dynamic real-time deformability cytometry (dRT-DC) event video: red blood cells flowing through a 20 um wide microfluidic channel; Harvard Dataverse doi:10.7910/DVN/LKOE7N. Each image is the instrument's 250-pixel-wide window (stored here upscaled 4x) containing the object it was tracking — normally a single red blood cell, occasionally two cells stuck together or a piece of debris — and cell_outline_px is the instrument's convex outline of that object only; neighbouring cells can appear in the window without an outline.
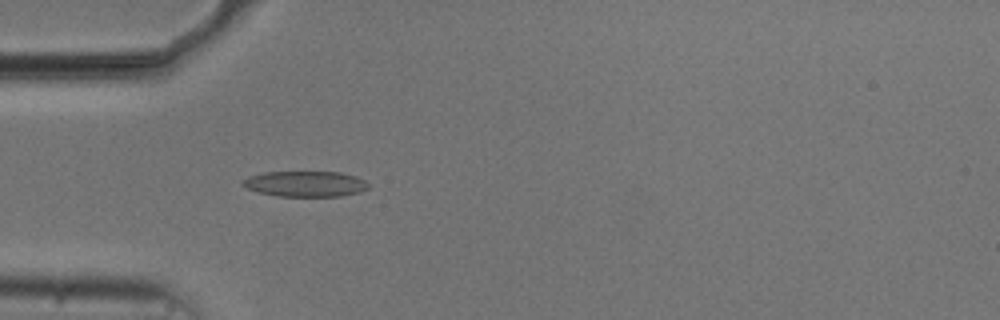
{"species": "common noctule bat (a hibernating species)", "species_latin": "Nyctalus noctula", "temperature_condition": "cold", "stored_images_in_passage": 38, "camera_frame_rate_fps": 3000, "um_per_image_px": 0.085, "animal": {"sex": "male", "body_mass_g": 20.5, "forearm_length_mm": 52.5}, "frame": {"image": 1, "passage_image": 1, "time_ms": 0.0, "image_size_px": [1000, 320], "cell_outline_px": [[368, 188], [360, 192], [340, 196], [276, 196], [260, 192], [248, 188], [240, 184], [248, 176], [264, 172], [340, 172], [356, 176], [364, 180], [368, 184]], "centroid_in_image_um": [25.96, 15.62], "position_along_channel_um": 59.0, "area_um2": 18.67}}
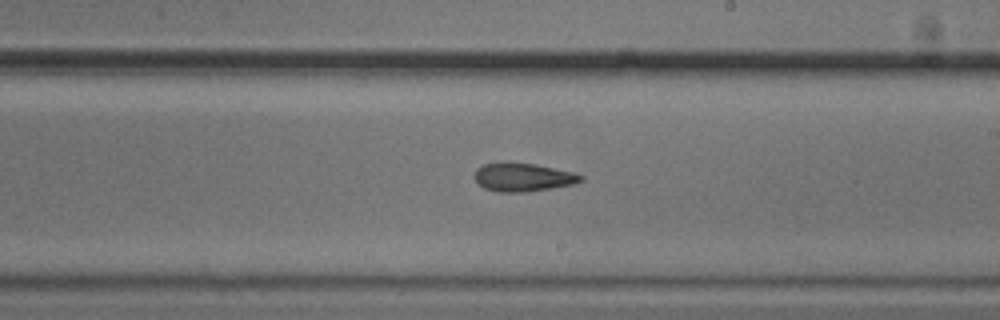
{"frame": {"image": 2, "passage_image": 16, "time_ms": 5.0, "image_size_px": [1000, 320], "cell_outline_px": [[584, 180], [572, 184], [528, 192], [500, 192], [484, 188], [476, 180], [476, 168], [484, 164], [504, 160], [508, 160], [532, 164], [572, 172], [584, 176]], "centroid_in_image_um": [44.42, 15.04], "position_along_channel_um": 244.6, "area_um2": 17.63}}
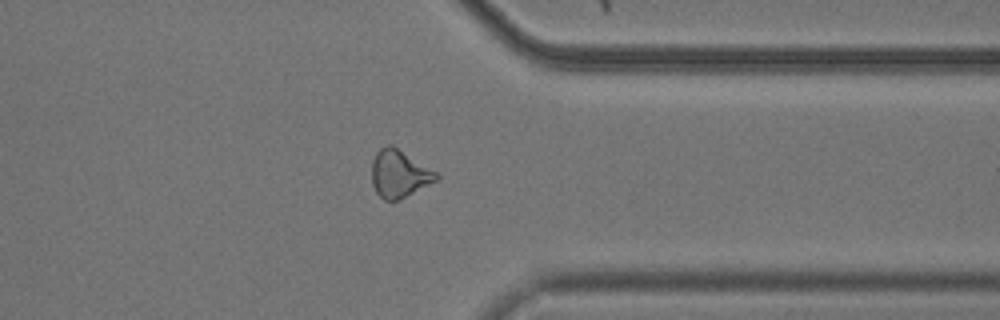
{"frame": {"image": 3, "passage_image": 27, "time_ms": 8.667, "image_size_px": [1000, 320], "cell_outline_px": [[440, 176], [436, 180], [400, 200], [384, 200], [376, 192], [372, 184], [372, 160], [376, 152], [380, 148], [388, 144], [392, 144], [440, 172]], "centroid_in_image_um": [33.96, 14.74], "position_along_channel_um": 377.4, "area_um2": 18.21}, "authors_computed_cell_mechanics": {"area_um2": 17.8891, "velocity_mm_per_s": 3.7565, "shape_relaxation_time_tau1_ms": 4.3542, "shape_relaxation_time_tau2_ms": 3.6069, "deformation_change_tau1": 0.1108, "deformation_change_tau2": 0.1319}}